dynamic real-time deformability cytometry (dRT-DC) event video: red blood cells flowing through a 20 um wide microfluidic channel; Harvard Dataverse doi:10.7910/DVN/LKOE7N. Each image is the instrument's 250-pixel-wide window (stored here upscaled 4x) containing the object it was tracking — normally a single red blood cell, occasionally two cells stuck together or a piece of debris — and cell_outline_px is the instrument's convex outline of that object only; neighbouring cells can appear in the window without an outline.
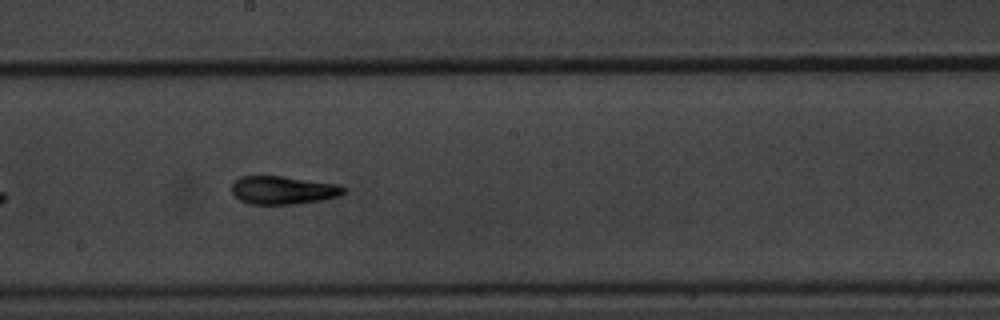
{"species": "common noctule bat (a hibernating species)", "species_latin": "Nyctalus noctula", "temperature_condition": "warm", "stored_images_in_passage": 40, "camera_frame_rate_fps": 3000, "um_per_image_px": 0.085, "animal": {"sex": "male", "body_mass_g": 20.1, "forearm_length_mm": 53.5}, "frame": {"image": 1, "passage_image": 18, "time_ms": 5.667, "image_size_px": [1000, 320], "cell_outline_px": [[348, 188], [340, 196], [320, 200], [292, 204], [248, 204], [240, 200], [232, 192], [232, 184], [240, 176], [280, 176], [340, 184]], "centroid_in_image_um": [24.09, 16.16], "position_along_channel_um": 224.1, "area_um2": 18.38}, "authors_computed_cell_mechanics": {"area_um2": 17.8313, "velocity_mm_per_s": 3.3535, "shape_relaxation_time_tau1_ms": 4.279, "shape_relaxation_time_tau2_ms": 2.5256, "deformation_change_tau1": 0.1807, "deformation_change_tau2": 0.1079}}